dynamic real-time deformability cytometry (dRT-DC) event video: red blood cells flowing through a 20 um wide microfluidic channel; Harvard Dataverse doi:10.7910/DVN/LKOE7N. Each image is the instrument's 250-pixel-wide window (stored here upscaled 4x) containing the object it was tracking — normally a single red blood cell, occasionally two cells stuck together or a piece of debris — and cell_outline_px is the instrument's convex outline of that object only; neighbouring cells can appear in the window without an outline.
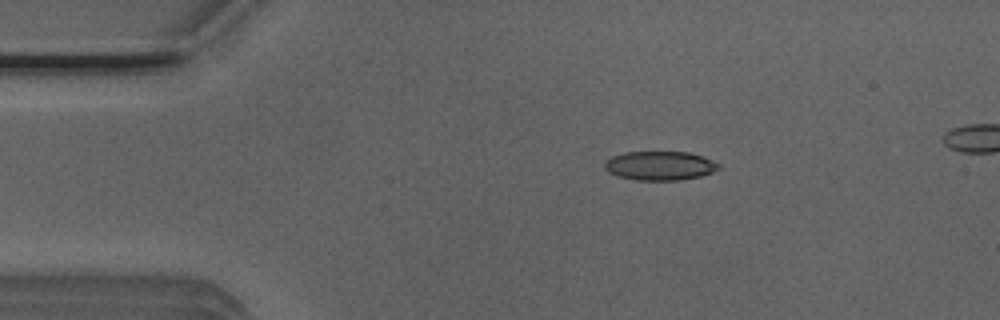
{"species": "Egyptian fruit bat (a non-hibernating species)", "species_latin": "Rousettus aegyptiacus", "temperature_condition": "room temperature", "stored_images_in_passage": 37, "camera_frame_rate_fps": 3000, "um_per_image_px": 0.085, "animal": {"sex": "male"}, "frame": {"image": 1, "passage_image": 1, "time_ms": 0.0, "image_size_px": [1000, 320], "cell_outline_px": [[720, 168], [712, 172], [700, 176], [680, 180], [636, 180], [616, 176], [608, 172], [604, 168], [604, 160], [612, 156], [624, 152], [688, 152], [712, 160], [720, 164]], "centroid_in_image_um": [56.04, 14.09], "position_along_channel_um": 29.0, "area_um2": 19.36}}
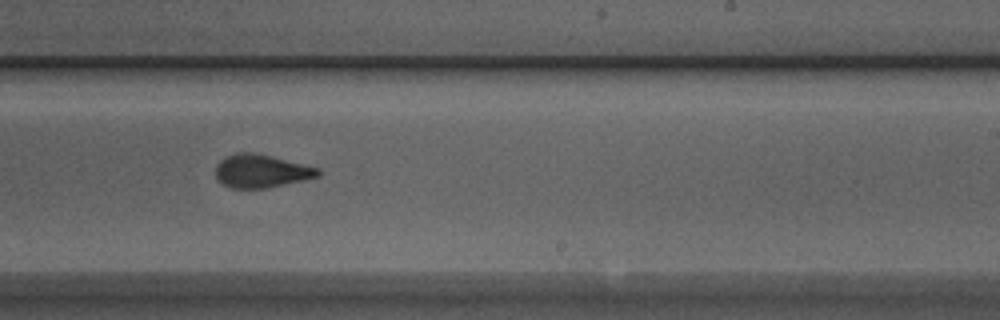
{"frame": {"image": 2, "passage_image": 23, "time_ms": 7.333, "image_size_px": [1000, 320], "cell_outline_px": [[320, 176], [304, 180], [268, 188], [232, 188], [220, 184], [216, 176], [216, 164], [224, 156], [240, 152], [252, 152], [272, 156], [320, 168]], "centroid_in_image_um": [22.19, 14.54], "position_along_channel_um": 266.8, "area_um2": 20.0}}
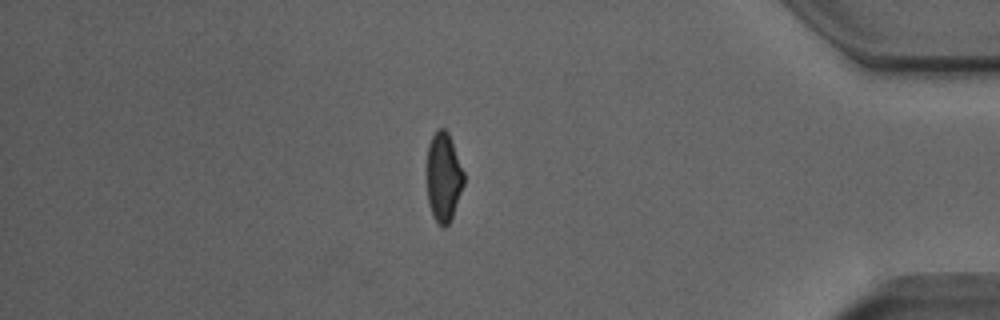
{"frame": {"image": 3, "passage_image": 36, "time_ms": 11.667, "image_size_px": [1000, 320], "cell_outline_px": [[464, 184], [452, 216], [448, 224], [444, 228], [432, 216], [428, 204], [428, 144], [436, 128], [444, 128], [448, 132], [464, 172]], "centroid_in_image_um": [37.7, 15.04], "position_along_channel_um": 397.5, "area_um2": 18.96}, "authors_computed_cell_mechanics": {"area_um2": 20.4034, "velocity_mm_per_s": 3.921, "shape_relaxation_time_tau1_ms": 4.2958, "shape_relaxation_time_tau2_ms": 1.0741, "deformation_change_tau1": 0.1547, "deformation_change_tau2": 0.0779}}